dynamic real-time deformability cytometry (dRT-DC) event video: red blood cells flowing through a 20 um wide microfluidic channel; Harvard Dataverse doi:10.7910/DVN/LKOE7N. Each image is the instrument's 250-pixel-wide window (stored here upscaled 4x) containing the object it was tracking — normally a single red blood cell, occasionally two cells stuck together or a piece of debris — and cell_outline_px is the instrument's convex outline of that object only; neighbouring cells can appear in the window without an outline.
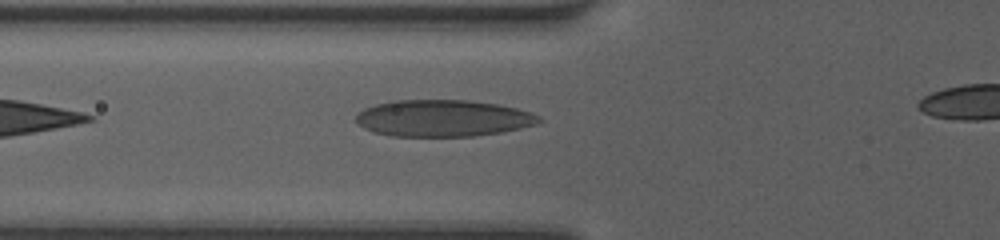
{"species": "human", "species_latin": "Homo sapiens", "temperature_condition": "room temperature", "stored_images_in_passage": 28, "camera_frame_rate_fps": 3000, "um_per_image_px": 0.085, "donor": {"sex": "female"}, "frame": {"image": 1, "passage_image": 2, "time_ms": 0.333, "image_size_px": [1000, 240], "cell_outline_px": [[544, 120], [536, 124], [504, 132], [472, 136], [388, 136], [372, 132], [364, 128], [356, 120], [356, 116], [364, 108], [376, 104], [392, 100], [468, 100], [496, 104], [516, 108], [532, 112], [540, 116]], "centroid_in_image_um": [37.67, 10.05], "position_along_channel_um": 88.1, "area_um2": 39.3}}
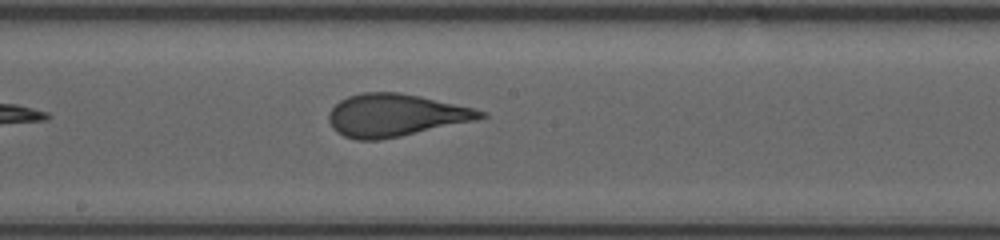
{"frame": {"image": 2, "passage_image": 11, "time_ms": 3.333, "image_size_px": [1000, 240], "cell_outline_px": [[488, 116], [472, 120], [400, 136], [376, 140], [356, 140], [344, 136], [336, 132], [332, 128], [328, 120], [328, 112], [340, 100], [348, 96], [364, 92], [400, 92], [420, 96], [472, 108], [488, 112]], "centroid_in_image_um": [33.54, 9.79], "position_along_channel_um": 214.7, "area_um2": 37.17}}
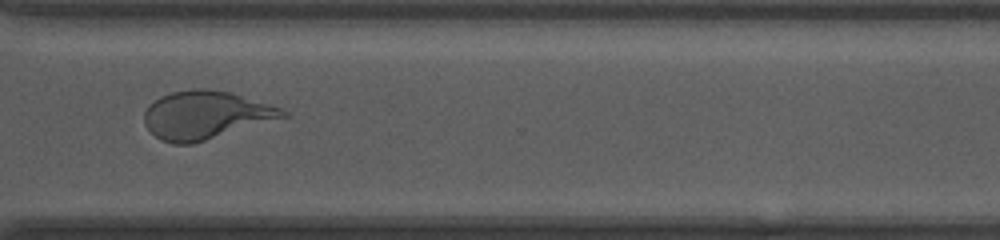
{"frame": {"image": 3, "passage_image": 21, "time_ms": 6.667, "image_size_px": [1000, 240], "cell_outline_px": [[292, 116], [192, 144], [172, 144], [160, 140], [144, 124], [144, 112], [148, 104], [160, 96], [172, 92], [192, 88], [204, 88], [232, 92], [280, 108], [288, 112]], "centroid_in_image_um": [17.49, 9.78], "position_along_channel_um": 353.1, "area_um2": 39.19}}